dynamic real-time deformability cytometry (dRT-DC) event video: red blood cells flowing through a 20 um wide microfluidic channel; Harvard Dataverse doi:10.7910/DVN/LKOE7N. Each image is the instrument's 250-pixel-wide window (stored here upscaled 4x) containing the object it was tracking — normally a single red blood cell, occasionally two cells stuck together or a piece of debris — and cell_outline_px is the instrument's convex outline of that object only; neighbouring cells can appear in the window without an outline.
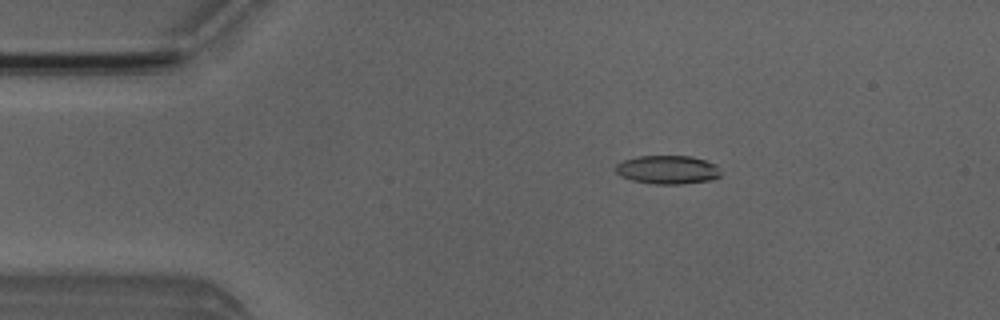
{"species": "Egyptian fruit bat (a non-hibernating species)", "species_latin": "Rousettus aegyptiacus", "temperature_condition": "room temperature", "stored_images_in_passage": 5, "camera_frame_rate_fps": 3000, "um_per_image_px": 0.085, "animal": {"sex": "male"}, "frame": {"image": 1, "passage_image": 3, "time_ms": 2.0, "image_size_px": [1000, 320], "cell_outline_px": [[720, 176], [712, 180], [680, 184], [652, 184], [632, 180], [620, 176], [612, 168], [616, 164], [624, 160], [636, 156], [692, 156], [716, 164], [720, 172]], "centroid_in_image_um": [56.71, 14.42], "position_along_channel_um": 28.3, "area_um2": 17.69}}